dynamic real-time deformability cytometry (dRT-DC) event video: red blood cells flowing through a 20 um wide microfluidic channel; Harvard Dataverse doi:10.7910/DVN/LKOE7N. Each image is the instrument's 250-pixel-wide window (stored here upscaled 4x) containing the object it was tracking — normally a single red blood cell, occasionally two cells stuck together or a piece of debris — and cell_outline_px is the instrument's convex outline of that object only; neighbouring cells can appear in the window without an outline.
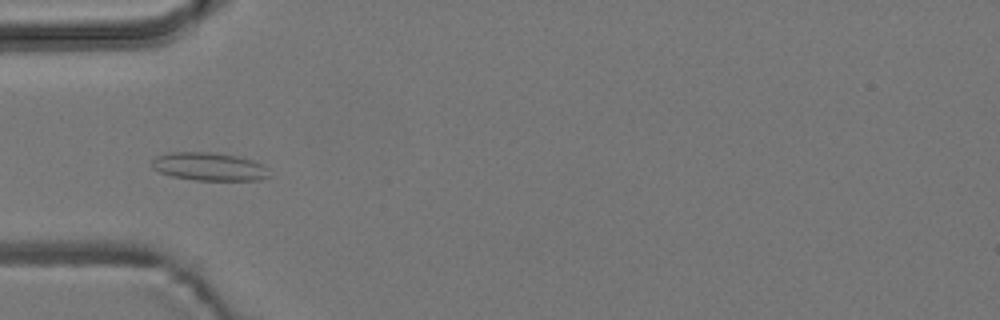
{"species": "common noctule bat (a hibernating species)", "species_latin": "Nyctalus noctula", "temperature_condition": "room temperature", "stored_images_in_passage": 28, "camera_frame_rate_fps": 3000, "um_per_image_px": 0.085, "animal": {"sex": "male", "body_mass_g": 19.2, "forearm_length_mm": 51.8}, "frame": {"image": 1, "passage_image": 12, "time_ms": 3.667, "image_size_px": [1000, 320], "cell_outline_px": [[268, 176], [260, 180], [196, 180], [172, 176], [160, 172], [152, 168], [152, 160], [156, 156], [168, 152], [208, 152], [236, 156], [252, 160], [268, 168]], "centroid_in_image_um": [17.74, 14.16], "position_along_channel_um": 67.3, "area_um2": 19.07}}
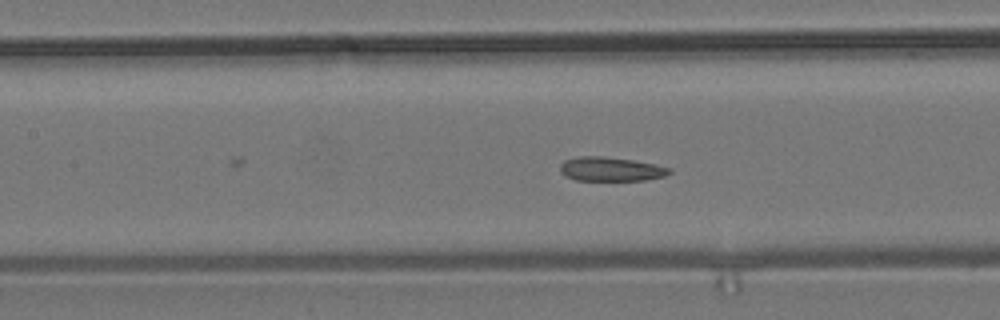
{"frame": {"image": 2, "passage_image": 19, "time_ms": 6.0, "image_size_px": [1000, 320], "cell_outline_px": [[672, 172], [664, 176], [644, 180], [576, 180], [564, 176], [560, 172], [560, 164], [564, 160], [576, 156], [604, 156], [632, 160], [656, 164], [672, 168]], "centroid_in_image_um": [51.9, 14.36], "position_along_channel_um": 155.5, "area_um2": 15.49}}
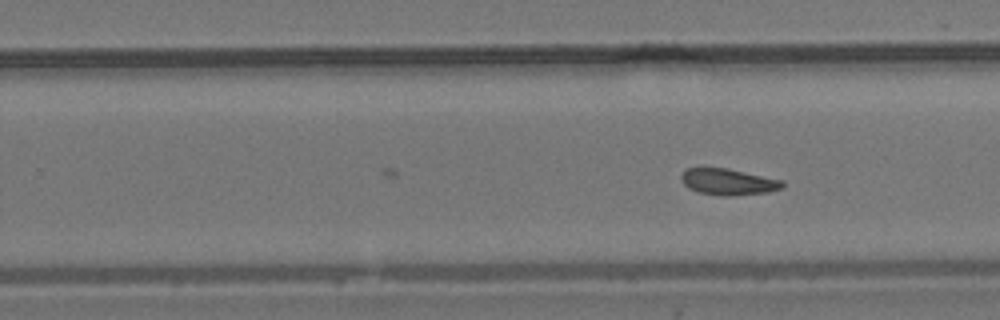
{"frame": {"image": 3, "passage_image": 28, "time_ms": 9.0, "image_size_px": [1000, 320], "cell_outline_px": [[784, 184], [780, 188], [768, 192], [732, 196], [724, 196], [696, 192], [688, 188], [680, 180], [680, 176], [688, 168], [728, 168], [784, 180]], "centroid_in_image_um": [61.89, 15.46], "position_along_channel_um": 267.9, "area_um2": 15.61}}